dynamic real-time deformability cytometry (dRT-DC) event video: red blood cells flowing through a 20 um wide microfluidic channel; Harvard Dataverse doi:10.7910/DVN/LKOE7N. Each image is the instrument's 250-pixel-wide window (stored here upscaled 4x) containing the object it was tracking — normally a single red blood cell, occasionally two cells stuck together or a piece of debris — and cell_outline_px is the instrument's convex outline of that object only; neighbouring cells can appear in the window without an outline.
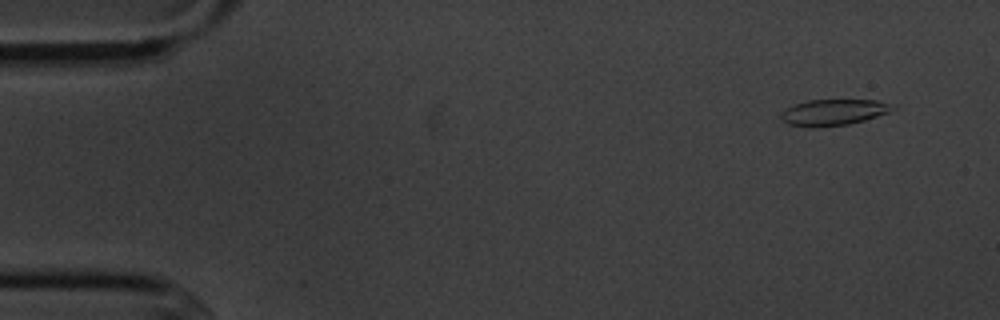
{"species": "common noctule bat (a hibernating species)", "species_latin": "Nyctalus noctula", "temperature_condition": "cold", "stored_images_in_passage": 5, "camera_frame_rate_fps": 3000, "um_per_image_px": 0.085, "animal": {"sex": "male", "body_mass_g": 20.1, "forearm_length_mm": 53.5}, "frame": {"image": 1, "passage_image": 1, "time_ms": 0.0, "image_size_px": [1000, 320], "cell_outline_px": [[896, 108], [888, 112], [864, 120], [848, 124], [816, 128], [808, 128], [788, 124], [780, 116], [788, 108], [796, 104], [808, 100], [876, 100], [896, 104]], "centroid_in_image_um": [70.89, 9.55], "position_along_channel_um": 14.1, "area_um2": 16.94}}
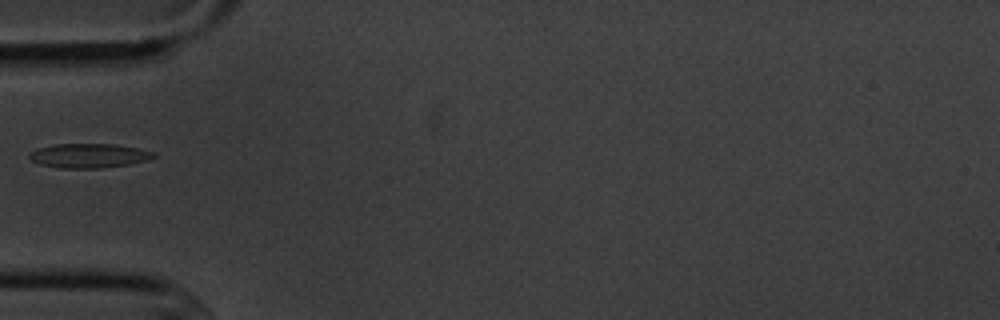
{"frame": {"image": 2, "passage_image": 4, "time_ms": 4.667, "image_size_px": [1000, 320], "cell_outline_px": [[156, 156], [148, 160], [128, 164], [100, 168], [56, 168], [40, 164], [32, 160], [28, 156], [32, 152], [40, 148], [56, 144], [116, 144], [156, 152]], "centroid_in_image_um": [7.58, 13.23], "position_along_channel_um": 77.4, "area_um2": 17.46}}
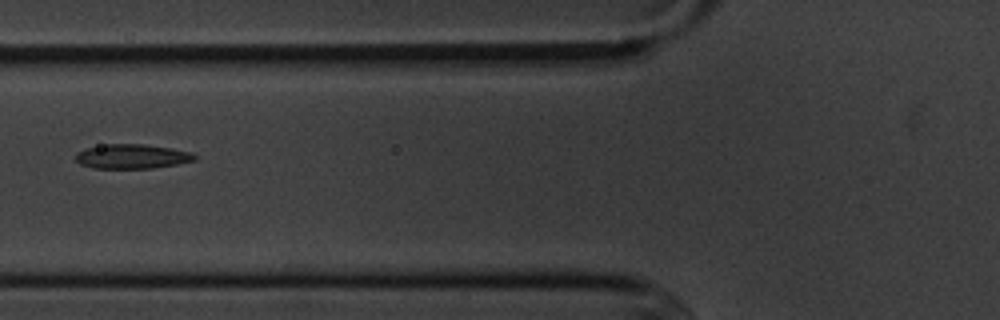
{"frame": {"image": 3, "passage_image": 5, "time_ms": 5.667, "image_size_px": [1000, 320], "cell_outline_px": [[196, 160], [176, 164], [152, 168], [92, 168], [80, 164], [76, 160], [76, 152], [84, 148], [108, 144], [144, 144], [172, 148], [192, 152], [196, 156]], "centroid_in_image_um": [11.21, 13.29], "position_along_channel_um": 114.6, "area_um2": 16.99}}